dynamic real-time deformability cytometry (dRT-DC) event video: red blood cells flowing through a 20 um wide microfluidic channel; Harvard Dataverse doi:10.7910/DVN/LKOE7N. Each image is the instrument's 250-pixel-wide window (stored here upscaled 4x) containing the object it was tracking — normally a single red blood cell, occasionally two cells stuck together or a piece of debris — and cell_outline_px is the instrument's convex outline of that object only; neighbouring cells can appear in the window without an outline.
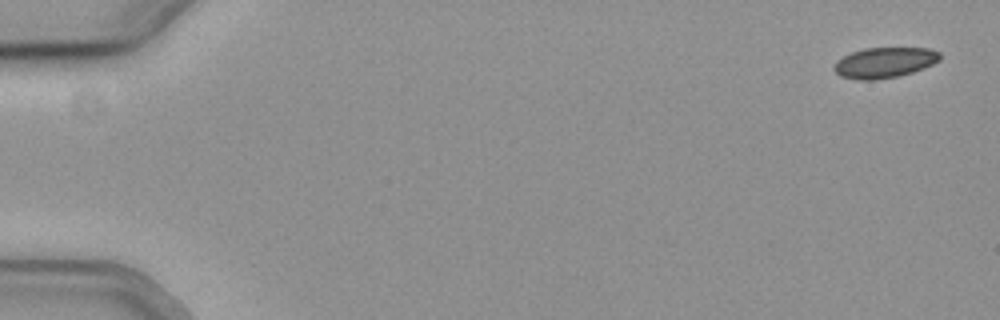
{"species": "common noctule bat (a hibernating species)", "species_latin": "Nyctalus noctula", "temperature_condition": "cold", "stored_images_in_passage": 54, "camera_frame_rate_fps": 3000, "um_per_image_px": 0.085, "animal": {"sex": "female", "body_mass_g": 19.3, "forearm_length_mm": 54.1}, "frame": {"image": 1, "passage_image": 1, "time_ms": 0.0, "image_size_px": [1000, 320], "cell_outline_px": [[940, 60], [924, 68], [912, 72], [896, 76], [876, 80], [856, 80], [840, 76], [832, 68], [836, 60], [852, 52], [864, 48], [928, 48], [940, 52]], "centroid_in_image_um": [75.15, 5.32], "position_along_channel_um": 9.8, "area_um2": 18.84}}
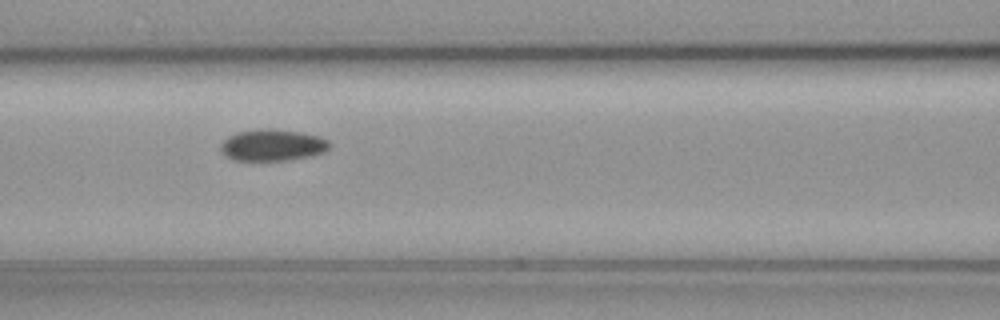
{"frame": {"image": 2, "passage_image": 24, "time_ms": 7.667, "image_size_px": [1000, 320], "cell_outline_px": [[332, 144], [324, 152], [312, 156], [292, 160], [236, 160], [224, 156], [220, 148], [220, 144], [228, 136], [240, 132], [264, 128], [268, 128], [300, 132], [320, 136], [328, 140]], "centroid_in_image_um": [23.19, 12.34], "position_along_channel_um": 143.4, "area_um2": 20.11}}
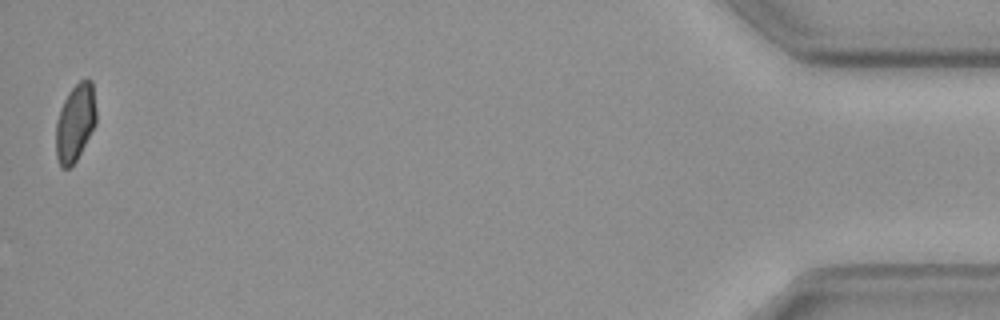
{"frame": {"image": 3, "passage_image": 54, "time_ms": 17.667, "image_size_px": [1000, 320], "cell_outline_px": [[96, 124], [76, 160], [68, 168], [60, 168], [56, 156], [56, 120], [60, 108], [68, 92], [80, 80], [88, 76], [92, 80], [96, 108]], "centroid_in_image_um": [6.4, 10.39], "position_along_channel_um": 428.8, "area_um2": 18.38}, "authors_computed_cell_mechanics": {"area_um2": 19.7965, "velocity_mm_per_s": 3.793, "shape_relaxation_time_tau1_ms": null, "shape_relaxation_time_tau2_ms": 4.9175, "deformation_change_tau1": null, "deformation_change_tau2": 0.0805}}